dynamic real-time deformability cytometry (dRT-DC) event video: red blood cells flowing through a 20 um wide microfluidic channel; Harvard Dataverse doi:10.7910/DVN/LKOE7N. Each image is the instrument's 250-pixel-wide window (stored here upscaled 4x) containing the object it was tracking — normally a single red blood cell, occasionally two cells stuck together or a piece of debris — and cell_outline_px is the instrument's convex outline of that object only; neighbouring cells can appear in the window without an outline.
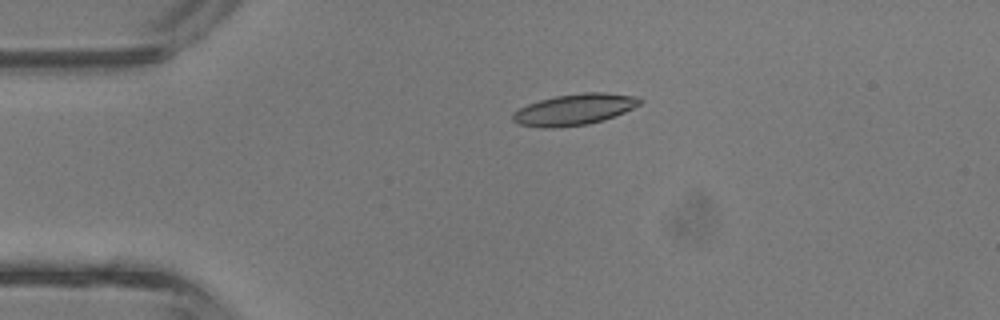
{"species": "common noctule bat (a hibernating species)", "species_latin": "Nyctalus noctula", "temperature_condition": "room temperature", "stored_images_in_passage": 5, "camera_frame_rate_fps": 3000, "um_per_image_px": 0.085, "animal": {"sex": "male", "body_mass_g": 13.3}, "frame": {"image": 1, "passage_image": 3, "time_ms": 0.667, "image_size_px": [1000, 320], "cell_outline_px": [[644, 100], [640, 104], [624, 112], [604, 120], [588, 124], [556, 128], [540, 128], [520, 124], [512, 120], [512, 112], [528, 104], [540, 100], [556, 96], [584, 92], [604, 92], [636, 96]], "centroid_in_image_um": [48.82, 9.31], "position_along_channel_um": 36.2, "area_um2": 23.12}}
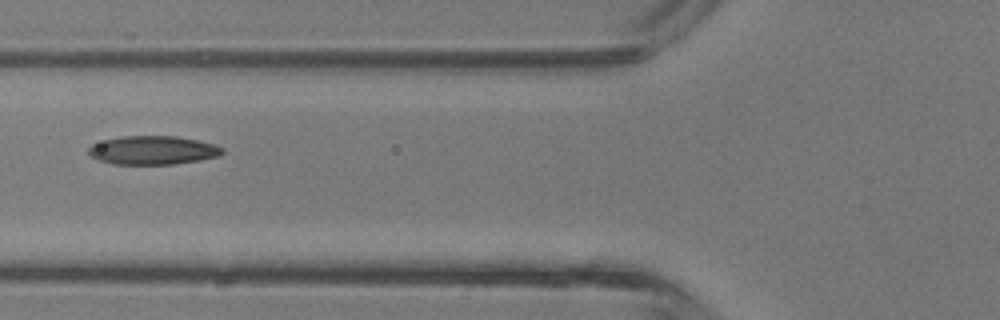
{"frame": {"image": 2, "passage_image": 5, "time_ms": 1.333, "image_size_px": [1000, 320], "cell_outline_px": [[224, 152], [220, 156], [200, 160], [172, 164], [112, 164], [100, 160], [92, 156], [88, 152], [88, 148], [92, 144], [104, 140], [120, 136], [176, 136], [216, 144], [224, 148]], "centroid_in_image_um": [13.02, 12.76], "position_along_channel_um": 112.8, "area_um2": 22.37}}